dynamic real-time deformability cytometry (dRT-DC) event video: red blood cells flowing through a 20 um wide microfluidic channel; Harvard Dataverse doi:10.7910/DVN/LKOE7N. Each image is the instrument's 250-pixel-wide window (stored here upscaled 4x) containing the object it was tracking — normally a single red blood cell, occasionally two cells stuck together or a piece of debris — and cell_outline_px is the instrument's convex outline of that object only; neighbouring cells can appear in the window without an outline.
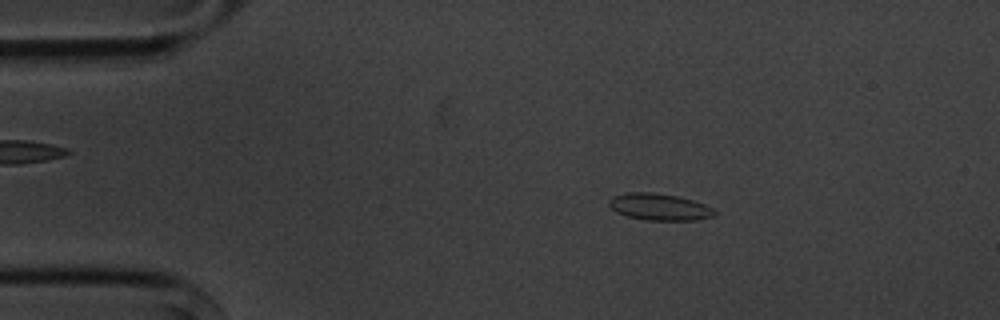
{"species": "common noctule bat (a hibernating species)", "species_latin": "Nyctalus noctula", "temperature_condition": "cold", "stored_images_in_passage": 5, "camera_frame_rate_fps": 3000, "um_per_image_px": 0.085, "animal": {"sex": "male", "body_mass_g": 20.1, "forearm_length_mm": 53.5}, "frame": {"image": 1, "passage_image": 2, "time_ms": 1.333, "image_size_px": [1000, 320], "cell_outline_px": [[716, 212], [712, 216], [696, 220], [648, 220], [628, 216], [616, 212], [608, 204], [608, 200], [612, 196], [628, 192], [652, 192], [676, 196], [692, 200], [704, 204], [712, 208]], "centroid_in_image_um": [56.01, 17.58], "position_along_channel_um": 29.0, "area_um2": 16.3}}
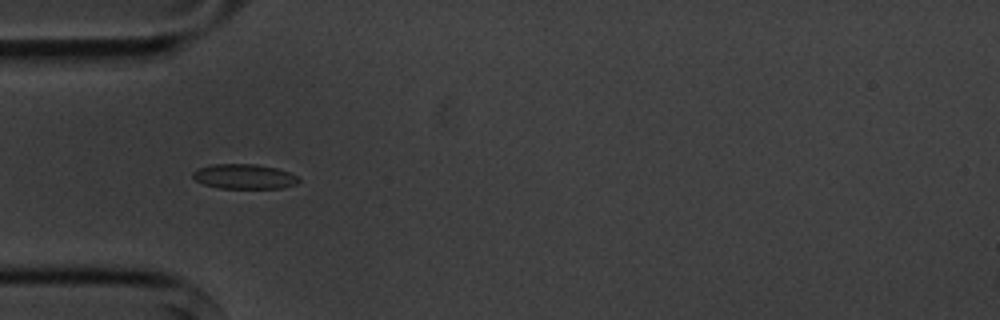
{"frame": {"image": 2, "passage_image": 4, "time_ms": 3.667, "image_size_px": [1000, 320], "cell_outline_px": [[300, 180], [296, 184], [284, 188], [220, 188], [204, 184], [196, 180], [192, 176], [192, 172], [196, 168], [212, 164], [256, 164], [276, 168], [288, 172], [296, 176]], "centroid_in_image_um": [20.73, 15.0], "position_along_channel_um": 64.3, "area_um2": 15.32}}
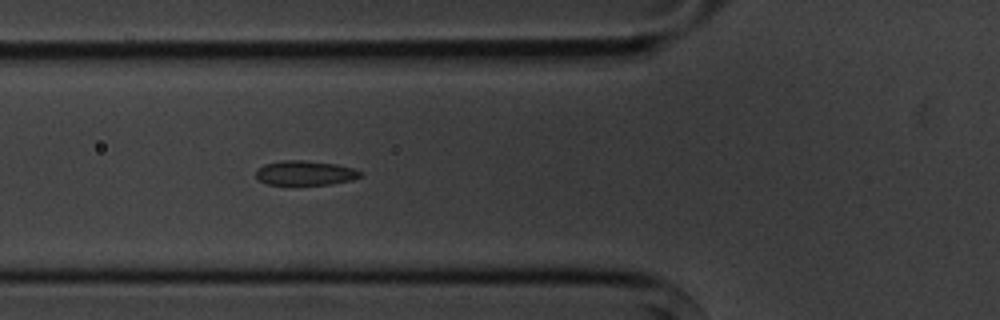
{"frame": {"image": 3, "passage_image": 5, "time_ms": 4.667, "image_size_px": [1000, 320], "cell_outline_px": [[364, 176], [352, 180], [332, 184], [268, 184], [260, 180], [256, 176], [256, 172], [264, 164], [280, 160], [304, 160], [336, 164], [352, 168], [364, 172]], "centroid_in_image_um": [26.0, 14.69], "position_along_channel_um": 99.8, "area_um2": 14.91}}